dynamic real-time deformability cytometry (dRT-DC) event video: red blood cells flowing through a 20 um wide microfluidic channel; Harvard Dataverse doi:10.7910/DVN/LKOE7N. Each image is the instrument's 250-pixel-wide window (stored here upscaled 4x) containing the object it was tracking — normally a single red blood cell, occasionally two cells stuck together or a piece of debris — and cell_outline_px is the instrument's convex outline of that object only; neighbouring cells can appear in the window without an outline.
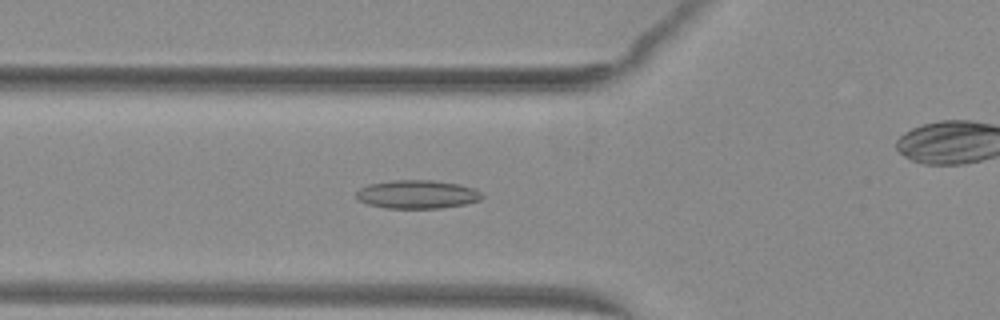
{"species": "common noctule bat (a hibernating species)", "species_latin": "Nyctalus noctula", "temperature_condition": "warm", "stored_images_in_passage": 36, "camera_frame_rate_fps": 3000, "um_per_image_px": 0.085, "animal": {"sex": "female", "body_mass_g": 29.2, "forearm_length_mm": 56.3}, "frame": {"image": 1, "passage_image": 6, "time_ms": 1.667, "image_size_px": [1000, 320], "cell_outline_px": [[484, 196], [480, 200], [464, 204], [440, 208], [384, 208], [368, 204], [356, 200], [356, 192], [360, 188], [368, 184], [392, 180], [432, 180], [460, 184], [472, 188], [480, 192]], "centroid_in_image_um": [35.43, 16.52], "position_along_channel_um": 90.4, "area_um2": 20.92}}
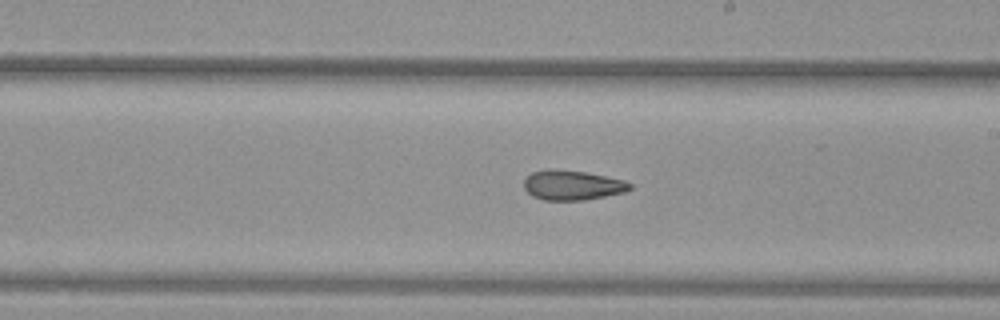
{"frame": {"image": 2, "passage_image": 17, "time_ms": 5.333, "image_size_px": [1000, 320], "cell_outline_px": [[632, 188], [624, 192], [584, 200], [544, 200], [532, 196], [524, 188], [524, 180], [532, 172], [544, 168], [552, 168], [584, 172], [624, 180], [632, 184]], "centroid_in_image_um": [48.61, 15.73], "position_along_channel_um": 240.4, "area_um2": 18.38}}
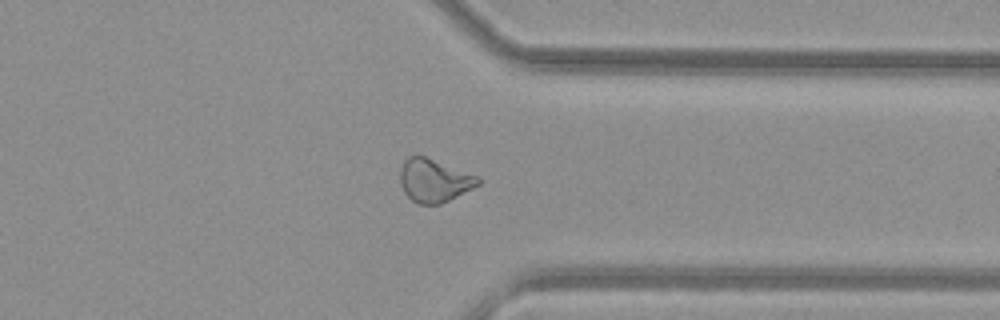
{"frame": {"image": 3, "passage_image": 27, "time_ms": 8.667, "image_size_px": [1000, 320], "cell_outline_px": [[480, 184], [440, 204], [416, 204], [404, 192], [400, 184], [400, 168], [404, 160], [408, 156], [424, 156], [480, 176]], "centroid_in_image_um": [36.89, 15.34], "position_along_channel_um": 374.5, "area_um2": 19.54}}